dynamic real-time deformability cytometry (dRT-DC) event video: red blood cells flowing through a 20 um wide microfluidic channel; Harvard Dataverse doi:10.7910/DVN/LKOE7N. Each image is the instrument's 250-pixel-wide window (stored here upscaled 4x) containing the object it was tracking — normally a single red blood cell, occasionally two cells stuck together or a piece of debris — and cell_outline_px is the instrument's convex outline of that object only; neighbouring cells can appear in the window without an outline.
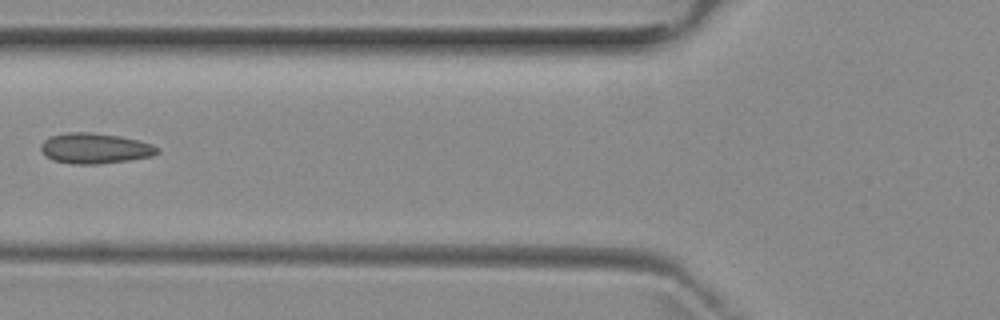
{"species": "common noctule bat (a hibernating species)", "species_latin": "Nyctalus noctula", "temperature_condition": "room temperature", "stored_images_in_passage": 5, "camera_frame_rate_fps": 3000, "um_per_image_px": 0.085, "animal": {"sex": "female", "body_mass_g": 29.2, "forearm_length_mm": 56.3}, "frame": {"image": 1, "passage_image": 5, "time_ms": 4.667, "image_size_px": [1000, 320], "cell_outline_px": [[160, 152], [152, 156], [128, 160], [100, 164], [72, 164], [52, 160], [44, 156], [40, 152], [40, 144], [44, 140], [52, 136], [68, 132], [92, 132], [120, 136], [152, 144], [160, 148]], "centroid_in_image_um": [8.04, 12.61], "position_along_channel_um": 117.8, "area_um2": 20.87}}